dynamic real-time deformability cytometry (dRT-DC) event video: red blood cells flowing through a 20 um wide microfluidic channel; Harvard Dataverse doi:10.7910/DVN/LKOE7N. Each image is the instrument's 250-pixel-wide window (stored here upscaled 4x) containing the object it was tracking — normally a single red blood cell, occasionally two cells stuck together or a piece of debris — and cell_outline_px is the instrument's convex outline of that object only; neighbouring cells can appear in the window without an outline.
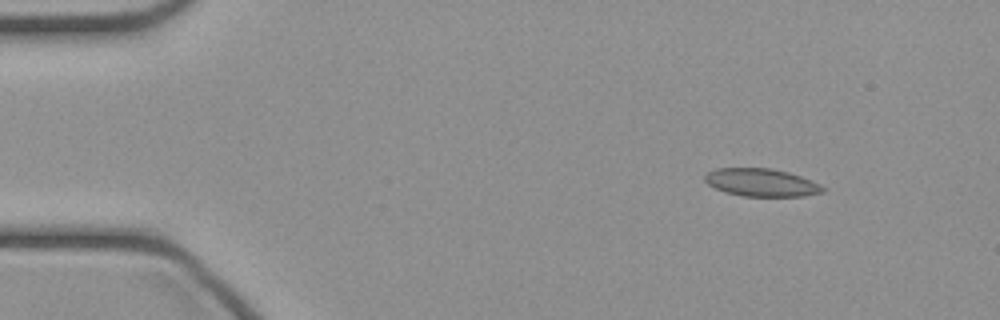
{"species": "common noctule bat (a hibernating species)", "species_latin": "Nyctalus noctula", "temperature_condition": "cold", "stored_images_in_passage": 42, "camera_frame_rate_fps": 3000, "um_per_image_px": 0.085, "animal": {"sex": "female", "body_mass_g": 21.9}, "frame": {"image": 1, "passage_image": 1, "time_ms": 0.0, "image_size_px": [1000, 320], "cell_outline_px": [[828, 188], [824, 192], [804, 196], [744, 196], [724, 192], [708, 184], [704, 180], [704, 176], [708, 172], [716, 168], [772, 168], [788, 172], [812, 180]], "centroid_in_image_um": [64.75, 15.51], "position_along_channel_um": 20.2, "area_um2": 19.25}}
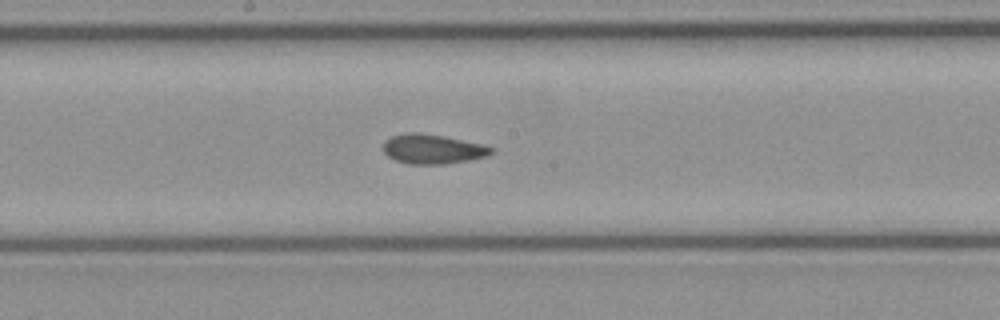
{"frame": {"image": 2, "passage_image": 20, "time_ms": 6.333, "image_size_px": [1000, 320], "cell_outline_px": [[496, 152], [488, 156], [468, 160], [444, 164], [408, 164], [396, 160], [388, 156], [384, 152], [384, 140], [392, 136], [404, 132], [420, 132], [444, 136], [480, 144], [496, 148]], "centroid_in_image_um": [36.79, 12.66], "position_along_channel_um": 211.4, "area_um2": 18.73}}
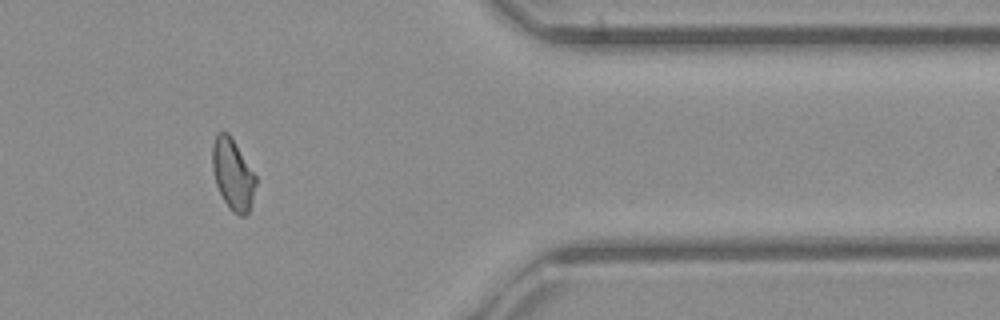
{"frame": {"image": 3, "passage_image": 34, "time_ms": 11.0, "image_size_px": [1000, 320], "cell_outline_px": [[256, 184], [252, 200], [248, 212], [244, 216], [240, 216], [232, 212], [228, 208], [216, 184], [212, 168], [212, 144], [216, 132], [228, 132], [256, 176]], "centroid_in_image_um": [19.77, 14.81], "position_along_channel_um": 391.6, "area_um2": 17.86}}